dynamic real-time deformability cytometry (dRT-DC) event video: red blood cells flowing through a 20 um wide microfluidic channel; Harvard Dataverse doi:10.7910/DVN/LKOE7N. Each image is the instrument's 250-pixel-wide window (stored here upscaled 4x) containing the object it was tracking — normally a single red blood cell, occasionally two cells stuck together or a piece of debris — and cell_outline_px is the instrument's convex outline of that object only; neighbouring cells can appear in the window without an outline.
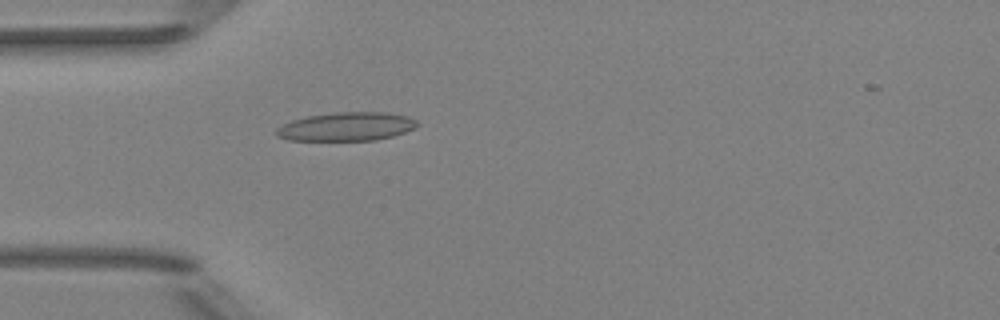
{"species": "Egyptian fruit bat (a non-hibernating species)", "species_latin": "Rousettus aegyptiacus", "temperature_condition": "room temperature", "stored_images_in_passage": 1, "camera_frame_rate_fps": 3000, "um_per_image_px": 0.085, "animal": {"sex": "female"}, "frame": {"image": 1, "passage_image": 1, "time_ms": 0.0, "image_size_px": [1000, 320], "cell_outline_px": [[420, 124], [416, 128], [392, 136], [376, 140], [288, 140], [276, 136], [276, 128], [292, 120], [308, 116], [336, 112], [388, 112], [408, 116], [416, 120]], "centroid_in_image_um": [29.48, 10.75], "position_along_channel_um": 55.5, "area_um2": 23.52}}